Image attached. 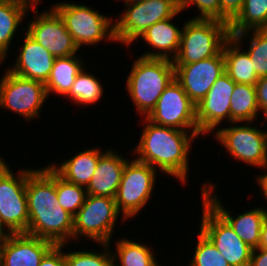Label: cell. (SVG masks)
I'll return each mask as SVG.
<instances>
[{
	"mask_svg": "<svg viewBox=\"0 0 267 266\" xmlns=\"http://www.w3.org/2000/svg\"><path fill=\"white\" fill-rule=\"evenodd\" d=\"M200 231L213 243L230 266H249L250 248L229 224L203 199Z\"/></svg>",
	"mask_w": 267,
	"mask_h": 266,
	"instance_id": "7c38bea8",
	"label": "cell"
},
{
	"mask_svg": "<svg viewBox=\"0 0 267 266\" xmlns=\"http://www.w3.org/2000/svg\"><path fill=\"white\" fill-rule=\"evenodd\" d=\"M124 11L114 19V37L126 47L156 22L173 17L180 9L178 0H148L124 5Z\"/></svg>",
	"mask_w": 267,
	"mask_h": 266,
	"instance_id": "9c48e42d",
	"label": "cell"
},
{
	"mask_svg": "<svg viewBox=\"0 0 267 266\" xmlns=\"http://www.w3.org/2000/svg\"><path fill=\"white\" fill-rule=\"evenodd\" d=\"M97 245H100L102 249L99 251L94 249L88 251L85 248H80L70 252L68 250H66L67 252L64 251L65 266H114L111 252L113 244L111 246L108 243Z\"/></svg>",
	"mask_w": 267,
	"mask_h": 266,
	"instance_id": "4dcf8cb0",
	"label": "cell"
},
{
	"mask_svg": "<svg viewBox=\"0 0 267 266\" xmlns=\"http://www.w3.org/2000/svg\"><path fill=\"white\" fill-rule=\"evenodd\" d=\"M230 103L231 123L258 121L260 114L254 85L236 83Z\"/></svg>",
	"mask_w": 267,
	"mask_h": 266,
	"instance_id": "4316f807",
	"label": "cell"
},
{
	"mask_svg": "<svg viewBox=\"0 0 267 266\" xmlns=\"http://www.w3.org/2000/svg\"><path fill=\"white\" fill-rule=\"evenodd\" d=\"M235 84L224 73L216 80L206 96L196 104L198 131L204 137L214 133L223 122L231 123L230 101Z\"/></svg>",
	"mask_w": 267,
	"mask_h": 266,
	"instance_id": "2e32d148",
	"label": "cell"
},
{
	"mask_svg": "<svg viewBox=\"0 0 267 266\" xmlns=\"http://www.w3.org/2000/svg\"><path fill=\"white\" fill-rule=\"evenodd\" d=\"M127 76L126 92L139 117H146L155 107L163 91L175 79L172 60L138 56Z\"/></svg>",
	"mask_w": 267,
	"mask_h": 266,
	"instance_id": "3957f363",
	"label": "cell"
},
{
	"mask_svg": "<svg viewBox=\"0 0 267 266\" xmlns=\"http://www.w3.org/2000/svg\"><path fill=\"white\" fill-rule=\"evenodd\" d=\"M242 46V43H238L232 36L225 41L223 45L225 73L235 83L255 86L259 77L253 69L248 52L242 49L244 48Z\"/></svg>",
	"mask_w": 267,
	"mask_h": 266,
	"instance_id": "cb8c5ba5",
	"label": "cell"
},
{
	"mask_svg": "<svg viewBox=\"0 0 267 266\" xmlns=\"http://www.w3.org/2000/svg\"><path fill=\"white\" fill-rule=\"evenodd\" d=\"M88 72L85 66L83 70L75 77L74 83L69 92L64 96L69 102L76 105L91 106L97 104L103 98L104 86L98 76Z\"/></svg>",
	"mask_w": 267,
	"mask_h": 266,
	"instance_id": "83f0119b",
	"label": "cell"
},
{
	"mask_svg": "<svg viewBox=\"0 0 267 266\" xmlns=\"http://www.w3.org/2000/svg\"><path fill=\"white\" fill-rule=\"evenodd\" d=\"M256 87V95H257V105L259 108V112L263 113L264 119L262 124H259L260 127H262L265 124V121H267V76L260 77L255 85ZM262 125V126H261Z\"/></svg>",
	"mask_w": 267,
	"mask_h": 266,
	"instance_id": "8d00e7d4",
	"label": "cell"
},
{
	"mask_svg": "<svg viewBox=\"0 0 267 266\" xmlns=\"http://www.w3.org/2000/svg\"><path fill=\"white\" fill-rule=\"evenodd\" d=\"M230 37L229 25L214 19L184 22L174 64H189L216 56Z\"/></svg>",
	"mask_w": 267,
	"mask_h": 266,
	"instance_id": "8992f818",
	"label": "cell"
},
{
	"mask_svg": "<svg viewBox=\"0 0 267 266\" xmlns=\"http://www.w3.org/2000/svg\"><path fill=\"white\" fill-rule=\"evenodd\" d=\"M55 244L25 233L0 235V266H39Z\"/></svg>",
	"mask_w": 267,
	"mask_h": 266,
	"instance_id": "ac0fdd59",
	"label": "cell"
},
{
	"mask_svg": "<svg viewBox=\"0 0 267 266\" xmlns=\"http://www.w3.org/2000/svg\"><path fill=\"white\" fill-rule=\"evenodd\" d=\"M217 185L214 181L203 182L200 191L203 198L234 230V232L242 239L250 248L259 247L261 227L267 215L263 206H255L253 209L247 210L233 216L230 209H226L225 204L221 202L216 190ZM224 205V206H223Z\"/></svg>",
	"mask_w": 267,
	"mask_h": 266,
	"instance_id": "9a60e30c",
	"label": "cell"
},
{
	"mask_svg": "<svg viewBox=\"0 0 267 266\" xmlns=\"http://www.w3.org/2000/svg\"><path fill=\"white\" fill-rule=\"evenodd\" d=\"M118 1H122V0H118ZM123 1L125 2V5H127V4L137 3V2L148 1V0H123Z\"/></svg>",
	"mask_w": 267,
	"mask_h": 266,
	"instance_id": "60d3db41",
	"label": "cell"
},
{
	"mask_svg": "<svg viewBox=\"0 0 267 266\" xmlns=\"http://www.w3.org/2000/svg\"><path fill=\"white\" fill-rule=\"evenodd\" d=\"M69 244L54 245L41 259L39 266H65L64 249Z\"/></svg>",
	"mask_w": 267,
	"mask_h": 266,
	"instance_id": "d590c367",
	"label": "cell"
},
{
	"mask_svg": "<svg viewBox=\"0 0 267 266\" xmlns=\"http://www.w3.org/2000/svg\"><path fill=\"white\" fill-rule=\"evenodd\" d=\"M29 225L25 234L55 245L73 242L74 217L59 204L56 172L47 164L36 168L26 182Z\"/></svg>",
	"mask_w": 267,
	"mask_h": 266,
	"instance_id": "6da1fadb",
	"label": "cell"
},
{
	"mask_svg": "<svg viewBox=\"0 0 267 266\" xmlns=\"http://www.w3.org/2000/svg\"><path fill=\"white\" fill-rule=\"evenodd\" d=\"M56 191L61 207L74 217L85 202L86 188L70 183L56 173Z\"/></svg>",
	"mask_w": 267,
	"mask_h": 266,
	"instance_id": "1f68e13d",
	"label": "cell"
},
{
	"mask_svg": "<svg viewBox=\"0 0 267 266\" xmlns=\"http://www.w3.org/2000/svg\"><path fill=\"white\" fill-rule=\"evenodd\" d=\"M258 248H266L267 249V215L263 221L261 227V235H260V242Z\"/></svg>",
	"mask_w": 267,
	"mask_h": 266,
	"instance_id": "ab89813d",
	"label": "cell"
},
{
	"mask_svg": "<svg viewBox=\"0 0 267 266\" xmlns=\"http://www.w3.org/2000/svg\"><path fill=\"white\" fill-rule=\"evenodd\" d=\"M158 175L151 165L135 158L126 162L115 196L117 209L126 220L135 219L152 200Z\"/></svg>",
	"mask_w": 267,
	"mask_h": 266,
	"instance_id": "30bf717a",
	"label": "cell"
},
{
	"mask_svg": "<svg viewBox=\"0 0 267 266\" xmlns=\"http://www.w3.org/2000/svg\"><path fill=\"white\" fill-rule=\"evenodd\" d=\"M32 0H14L0 3V66L4 65L9 56L12 40L16 33L21 30L25 32L22 21L29 15L33 6ZM23 25V27H22ZM21 26V29L19 28ZM20 29V30H19ZM17 31V32H16Z\"/></svg>",
	"mask_w": 267,
	"mask_h": 266,
	"instance_id": "7402d4cb",
	"label": "cell"
},
{
	"mask_svg": "<svg viewBox=\"0 0 267 266\" xmlns=\"http://www.w3.org/2000/svg\"><path fill=\"white\" fill-rule=\"evenodd\" d=\"M141 119L144 125L139 142L133 147V158L151 165L166 178L167 175L176 178L185 187L189 183V153L195 144L193 141L202 139L203 135L199 131L156 125L145 117Z\"/></svg>",
	"mask_w": 267,
	"mask_h": 266,
	"instance_id": "7a4b0ae2",
	"label": "cell"
},
{
	"mask_svg": "<svg viewBox=\"0 0 267 266\" xmlns=\"http://www.w3.org/2000/svg\"><path fill=\"white\" fill-rule=\"evenodd\" d=\"M135 240L121 237L114 241L115 251L111 250L114 266H162L158 263V257H155L157 253L153 251L152 245L150 247L142 240Z\"/></svg>",
	"mask_w": 267,
	"mask_h": 266,
	"instance_id": "484cf974",
	"label": "cell"
},
{
	"mask_svg": "<svg viewBox=\"0 0 267 266\" xmlns=\"http://www.w3.org/2000/svg\"><path fill=\"white\" fill-rule=\"evenodd\" d=\"M9 1H14V0H0V3H2V2H9Z\"/></svg>",
	"mask_w": 267,
	"mask_h": 266,
	"instance_id": "b9f144b4",
	"label": "cell"
},
{
	"mask_svg": "<svg viewBox=\"0 0 267 266\" xmlns=\"http://www.w3.org/2000/svg\"><path fill=\"white\" fill-rule=\"evenodd\" d=\"M244 0H220V21L230 24L242 11Z\"/></svg>",
	"mask_w": 267,
	"mask_h": 266,
	"instance_id": "e575fe53",
	"label": "cell"
},
{
	"mask_svg": "<svg viewBox=\"0 0 267 266\" xmlns=\"http://www.w3.org/2000/svg\"><path fill=\"white\" fill-rule=\"evenodd\" d=\"M252 29H267V0H244L242 11L229 24L230 35Z\"/></svg>",
	"mask_w": 267,
	"mask_h": 266,
	"instance_id": "f1b7e54d",
	"label": "cell"
},
{
	"mask_svg": "<svg viewBox=\"0 0 267 266\" xmlns=\"http://www.w3.org/2000/svg\"><path fill=\"white\" fill-rule=\"evenodd\" d=\"M174 68L175 80L196 105L225 73L223 48L216 56L189 64H174Z\"/></svg>",
	"mask_w": 267,
	"mask_h": 266,
	"instance_id": "e0dca14e",
	"label": "cell"
},
{
	"mask_svg": "<svg viewBox=\"0 0 267 266\" xmlns=\"http://www.w3.org/2000/svg\"><path fill=\"white\" fill-rule=\"evenodd\" d=\"M0 78V108L18 114L26 122L38 120L48 96L45 84L17 76L4 68Z\"/></svg>",
	"mask_w": 267,
	"mask_h": 266,
	"instance_id": "8fae6325",
	"label": "cell"
},
{
	"mask_svg": "<svg viewBox=\"0 0 267 266\" xmlns=\"http://www.w3.org/2000/svg\"><path fill=\"white\" fill-rule=\"evenodd\" d=\"M230 123L219 127L214 138L230 157L246 166L267 170V130L256 127L254 122ZM266 169V170H265Z\"/></svg>",
	"mask_w": 267,
	"mask_h": 266,
	"instance_id": "ba28073f",
	"label": "cell"
},
{
	"mask_svg": "<svg viewBox=\"0 0 267 266\" xmlns=\"http://www.w3.org/2000/svg\"><path fill=\"white\" fill-rule=\"evenodd\" d=\"M182 12L179 10L173 17L156 22L138 39L145 43L144 45L150 47L141 57L146 58H157V59H168L174 60L180 46V37L182 28L179 25L174 24L172 20ZM178 26V27H177ZM153 49V50H152Z\"/></svg>",
	"mask_w": 267,
	"mask_h": 266,
	"instance_id": "44dd1931",
	"label": "cell"
},
{
	"mask_svg": "<svg viewBox=\"0 0 267 266\" xmlns=\"http://www.w3.org/2000/svg\"><path fill=\"white\" fill-rule=\"evenodd\" d=\"M230 36L243 45L245 40L249 41L245 50L250 56L253 69L259 78L267 76V29H252Z\"/></svg>",
	"mask_w": 267,
	"mask_h": 266,
	"instance_id": "f546056e",
	"label": "cell"
},
{
	"mask_svg": "<svg viewBox=\"0 0 267 266\" xmlns=\"http://www.w3.org/2000/svg\"><path fill=\"white\" fill-rule=\"evenodd\" d=\"M118 152L112 148L104 151L99 148V161L86 187L87 194L115 198L125 164L129 160Z\"/></svg>",
	"mask_w": 267,
	"mask_h": 266,
	"instance_id": "ffe728a7",
	"label": "cell"
},
{
	"mask_svg": "<svg viewBox=\"0 0 267 266\" xmlns=\"http://www.w3.org/2000/svg\"><path fill=\"white\" fill-rule=\"evenodd\" d=\"M79 56V54H76L55 59L49 78L45 83L48 99L51 94L64 98L69 92L75 77L86 66V63L84 64V60H82L84 58Z\"/></svg>",
	"mask_w": 267,
	"mask_h": 266,
	"instance_id": "d4e9b609",
	"label": "cell"
},
{
	"mask_svg": "<svg viewBox=\"0 0 267 266\" xmlns=\"http://www.w3.org/2000/svg\"><path fill=\"white\" fill-rule=\"evenodd\" d=\"M179 9L183 12L189 7H196L197 16L193 19H214L220 21V0H178ZM199 13V14H198Z\"/></svg>",
	"mask_w": 267,
	"mask_h": 266,
	"instance_id": "836d02e7",
	"label": "cell"
},
{
	"mask_svg": "<svg viewBox=\"0 0 267 266\" xmlns=\"http://www.w3.org/2000/svg\"><path fill=\"white\" fill-rule=\"evenodd\" d=\"M145 118L160 126L198 131L196 105L175 79L163 91L155 107Z\"/></svg>",
	"mask_w": 267,
	"mask_h": 266,
	"instance_id": "5bb4252c",
	"label": "cell"
},
{
	"mask_svg": "<svg viewBox=\"0 0 267 266\" xmlns=\"http://www.w3.org/2000/svg\"><path fill=\"white\" fill-rule=\"evenodd\" d=\"M99 147L85 148L62 163L48 165L64 180L86 188L99 161Z\"/></svg>",
	"mask_w": 267,
	"mask_h": 266,
	"instance_id": "603a6c76",
	"label": "cell"
},
{
	"mask_svg": "<svg viewBox=\"0 0 267 266\" xmlns=\"http://www.w3.org/2000/svg\"><path fill=\"white\" fill-rule=\"evenodd\" d=\"M92 6L69 1L56 2L51 6L62 18L79 49L83 46L95 47L102 41L116 43L114 18L98 12Z\"/></svg>",
	"mask_w": 267,
	"mask_h": 266,
	"instance_id": "5b68a950",
	"label": "cell"
},
{
	"mask_svg": "<svg viewBox=\"0 0 267 266\" xmlns=\"http://www.w3.org/2000/svg\"><path fill=\"white\" fill-rule=\"evenodd\" d=\"M193 256L187 266H230L213 243L199 230Z\"/></svg>",
	"mask_w": 267,
	"mask_h": 266,
	"instance_id": "d6a6232c",
	"label": "cell"
},
{
	"mask_svg": "<svg viewBox=\"0 0 267 266\" xmlns=\"http://www.w3.org/2000/svg\"><path fill=\"white\" fill-rule=\"evenodd\" d=\"M22 33V46L19 50L14 64L6 66L8 71L25 79L36 80L46 83L55 57L37 41H35L26 31ZM24 35V36H23Z\"/></svg>",
	"mask_w": 267,
	"mask_h": 266,
	"instance_id": "d6986e66",
	"label": "cell"
},
{
	"mask_svg": "<svg viewBox=\"0 0 267 266\" xmlns=\"http://www.w3.org/2000/svg\"><path fill=\"white\" fill-rule=\"evenodd\" d=\"M0 155V235L26 233L29 213L26 197L27 177L36 169L14 172Z\"/></svg>",
	"mask_w": 267,
	"mask_h": 266,
	"instance_id": "277c9868",
	"label": "cell"
},
{
	"mask_svg": "<svg viewBox=\"0 0 267 266\" xmlns=\"http://www.w3.org/2000/svg\"><path fill=\"white\" fill-rule=\"evenodd\" d=\"M263 173L260 172V175L258 173V176L256 177L255 181L258 183V187H260V193L262 194L263 199L266 201L267 203V171L264 173V171H262ZM267 206V204H266ZM264 210L267 212L266 207H264Z\"/></svg>",
	"mask_w": 267,
	"mask_h": 266,
	"instance_id": "f35d334b",
	"label": "cell"
},
{
	"mask_svg": "<svg viewBox=\"0 0 267 266\" xmlns=\"http://www.w3.org/2000/svg\"><path fill=\"white\" fill-rule=\"evenodd\" d=\"M38 6L39 3H34L30 8L34 17L26 22L25 31L55 58L78 54L80 50L59 14L52 7L38 13Z\"/></svg>",
	"mask_w": 267,
	"mask_h": 266,
	"instance_id": "4fadbf2b",
	"label": "cell"
},
{
	"mask_svg": "<svg viewBox=\"0 0 267 266\" xmlns=\"http://www.w3.org/2000/svg\"><path fill=\"white\" fill-rule=\"evenodd\" d=\"M119 216L122 224L127 222L118 211L115 198L87 194L83 206L74 216L73 242L85 237L96 244L111 245Z\"/></svg>",
	"mask_w": 267,
	"mask_h": 266,
	"instance_id": "52a82bcc",
	"label": "cell"
},
{
	"mask_svg": "<svg viewBox=\"0 0 267 266\" xmlns=\"http://www.w3.org/2000/svg\"><path fill=\"white\" fill-rule=\"evenodd\" d=\"M249 266H267V249L256 248L252 250Z\"/></svg>",
	"mask_w": 267,
	"mask_h": 266,
	"instance_id": "74e56055",
	"label": "cell"
}]
</instances>
